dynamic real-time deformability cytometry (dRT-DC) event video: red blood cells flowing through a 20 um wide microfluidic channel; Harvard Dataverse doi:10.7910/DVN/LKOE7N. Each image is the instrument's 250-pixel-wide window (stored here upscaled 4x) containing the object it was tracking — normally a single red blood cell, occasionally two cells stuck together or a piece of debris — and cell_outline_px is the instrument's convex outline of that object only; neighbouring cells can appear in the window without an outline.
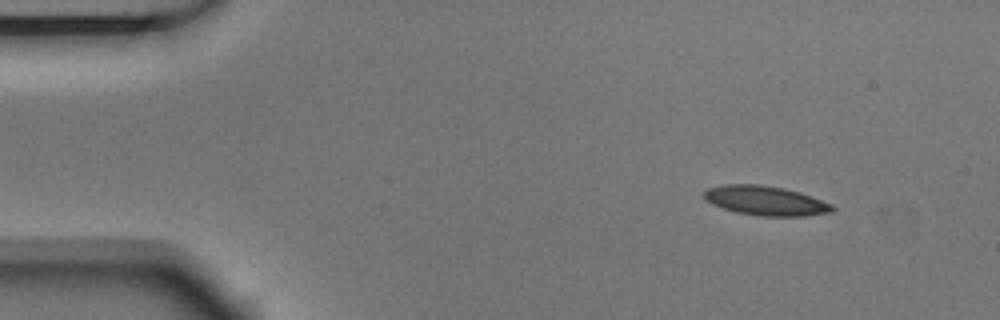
{"species": "Egyptian fruit bat (a non-hibernating species)", "species_latin": "Rousettus aegyptiacus", "temperature_condition": "room temperature", "stored_images_in_passage": 3, "camera_frame_rate_fps": 3000, "um_per_image_px": 0.085, "animal": {"sex": "male"}, "frame": {"image": 1, "passage_image": 1, "time_ms": 0.0, "image_size_px": [1000, 320], "cell_outline_px": [[836, 208], [832, 212], [804, 216], [760, 216], [736, 212], [712, 204], [704, 196], [704, 192], [708, 188], [724, 184], [760, 184], [784, 188], [800, 192], [832, 204]], "centroid_in_image_um": [65.1, 17.05], "position_along_channel_um": 19.9, "area_um2": 21.96}}